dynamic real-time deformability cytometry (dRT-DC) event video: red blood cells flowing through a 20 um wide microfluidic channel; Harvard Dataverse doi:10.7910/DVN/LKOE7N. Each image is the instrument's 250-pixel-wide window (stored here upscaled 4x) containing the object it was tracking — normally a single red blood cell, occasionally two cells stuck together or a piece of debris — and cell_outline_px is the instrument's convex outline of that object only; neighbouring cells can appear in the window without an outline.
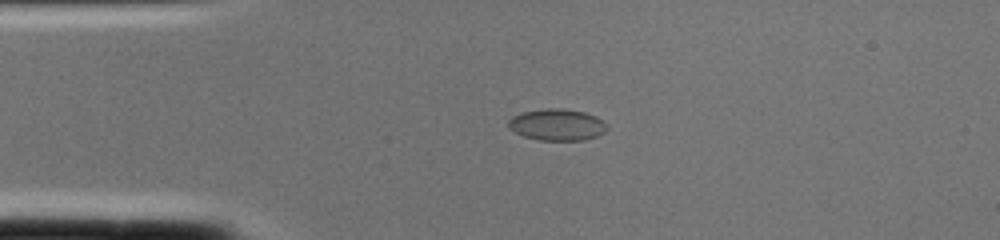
{"species": "common noctule bat (a hibernating species)", "species_latin": "Nyctalus noctula", "temperature_condition": "cold", "stored_images_in_passage": 1, "camera_frame_rate_fps": 3000, "um_per_image_px": 0.085, "animal": {"sex": "female", "body_mass_g": 22.0, "forearm_length_mm": 56.7}, "frame": {"image": 1, "passage_image": 1, "time_ms": 0.0, "image_size_px": [1000, 240], "cell_outline_px": [[608, 128], [604, 132], [596, 136], [584, 140], [540, 140], [524, 136], [508, 128], [508, 120], [512, 116], [520, 112], [544, 108], [560, 108], [584, 112], [596, 116], [604, 120], [608, 124]], "centroid_in_image_um": [47.36, 10.59], "position_along_channel_um": 37.6, "area_um2": 18.32}}